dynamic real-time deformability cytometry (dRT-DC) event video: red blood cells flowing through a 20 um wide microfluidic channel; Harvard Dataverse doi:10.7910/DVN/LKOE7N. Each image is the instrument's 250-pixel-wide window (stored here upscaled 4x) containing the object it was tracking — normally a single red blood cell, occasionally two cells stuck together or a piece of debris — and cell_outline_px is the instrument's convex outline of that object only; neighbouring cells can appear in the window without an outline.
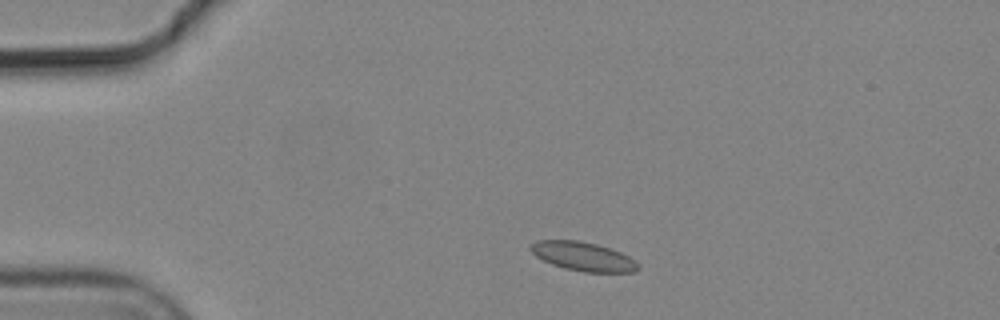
{"species": "common noctule bat (a hibernating species)", "species_latin": "Nyctalus noctula", "temperature_condition": "cold", "stored_images_in_passage": 3, "camera_frame_rate_fps": 3000, "um_per_image_px": 0.085, "animal": {"sex": "male", "body_mass_g": 19.2, "forearm_length_mm": 51.8}, "frame": {"image": 1, "passage_image": 1, "time_ms": 0.0, "image_size_px": [1000, 320], "cell_outline_px": [[640, 268], [636, 272], [584, 272], [564, 268], [552, 264], [536, 256], [528, 248], [536, 240], [580, 240], [596, 244], [620, 252], [636, 260], [640, 264]], "centroid_in_image_um": [49.59, 21.8], "position_along_channel_um": 35.4, "area_um2": 18.15}}
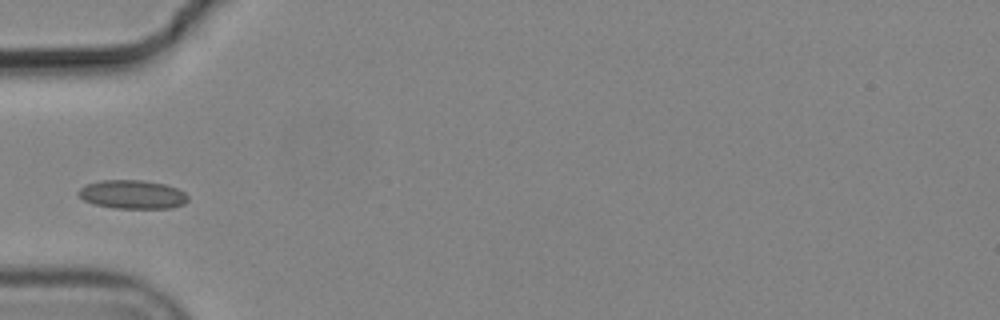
{"frame": {"image": 2, "passage_image": 3, "time_ms": 0.667, "image_size_px": [1000, 320], "cell_outline_px": [[188, 200], [184, 204], [172, 208], [112, 208], [92, 204], [84, 200], [76, 192], [84, 184], [100, 180], [144, 180], [164, 184], [176, 188], [184, 192], [188, 196]], "centroid_in_image_um": [11.22, 16.53], "position_along_channel_um": 73.8, "area_um2": 18.5}}